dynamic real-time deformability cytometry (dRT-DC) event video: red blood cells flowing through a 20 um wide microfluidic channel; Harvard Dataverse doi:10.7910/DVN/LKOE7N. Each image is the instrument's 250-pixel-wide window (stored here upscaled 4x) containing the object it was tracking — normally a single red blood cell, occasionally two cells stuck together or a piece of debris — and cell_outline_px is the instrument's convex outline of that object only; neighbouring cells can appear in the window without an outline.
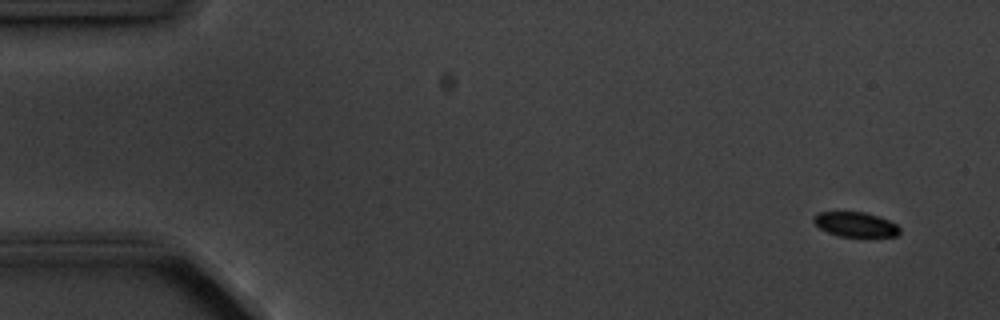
{"species": "common noctule bat (a hibernating species)", "species_latin": "Nyctalus noctula", "temperature_condition": "cold", "stored_images_in_passage": 4, "segment_of_instrument_passage": [2, 2], "camera_frame_rate_fps": 3000, "um_per_image_px": 0.085, "animal": {"sex": "male", "body_mass_g": 20.1, "forearm_length_mm": 53.5}, "frame": {"image": 1, "passage_image": 4, "time_ms": 4.333, "image_size_px": [1000, 320], "cell_outline_px": [[900, 232], [896, 236], [840, 236], [828, 232], [820, 228], [812, 220], [812, 216], [816, 212], [864, 212], [888, 220], [896, 224], [900, 228]], "centroid_in_image_um": [72.68, 19.06], "position_along_channel_um": 12.3, "area_um2": 12.25}}